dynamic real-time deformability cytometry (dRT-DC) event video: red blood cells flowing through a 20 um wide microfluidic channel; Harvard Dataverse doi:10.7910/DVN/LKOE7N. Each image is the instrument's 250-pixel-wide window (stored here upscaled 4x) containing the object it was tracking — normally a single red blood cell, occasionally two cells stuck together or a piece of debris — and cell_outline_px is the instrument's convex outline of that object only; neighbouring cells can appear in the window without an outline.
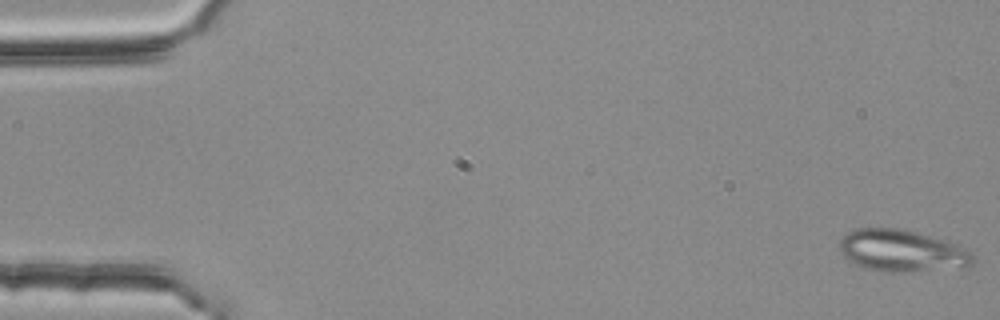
{"species": "common noctule bat (a hibernating species)", "species_latin": "Nyctalus noctula", "temperature_condition": "room temperature", "stored_images_in_passage": 4, "camera_frame_rate_fps": 3000, "um_per_image_px": 0.085, "animal": {"sex": "female", "body_mass_g": 25.1}, "frame": {"image": 1, "passage_image": 1, "time_ms": 0.0, "image_size_px": [1000, 320], "cell_outline_px": [[976, 260], [968, 268], [904, 272], [884, 272], [864, 268], [848, 260], [840, 252], [840, 240], [848, 232], [856, 228], [900, 228], [916, 232], [944, 240], [956, 244], [972, 252], [976, 256]], "centroid_in_image_um": [76.71, 21.34], "position_along_channel_um": 8.3, "area_um2": 33.0}}